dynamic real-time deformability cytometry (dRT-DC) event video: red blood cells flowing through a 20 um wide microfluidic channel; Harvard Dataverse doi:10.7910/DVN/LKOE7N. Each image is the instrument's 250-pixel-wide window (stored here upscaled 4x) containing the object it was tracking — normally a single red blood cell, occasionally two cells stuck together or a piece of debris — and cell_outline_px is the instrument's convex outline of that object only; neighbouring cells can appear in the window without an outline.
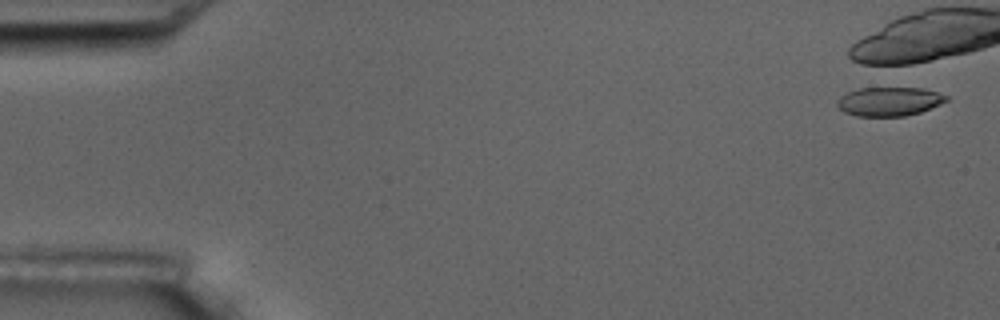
{"species": "common noctule bat (a hibernating species)", "species_latin": "Nyctalus noctula", "temperature_condition": "room temperature", "stored_images_in_passage": 3, "camera_frame_rate_fps": 3000, "um_per_image_px": 0.085, "animal": {"sex": "male", "body_mass_g": 17.5, "forearm_length_mm": 52.3}, "frame": {"image": 1, "passage_image": 1, "time_ms": 0.0, "image_size_px": [1000, 320], "cell_outline_px": [[948, 100], [940, 104], [920, 112], [904, 116], [856, 116], [844, 112], [836, 104], [836, 100], [840, 96], [848, 92], [860, 88], [924, 88], [948, 96]], "centroid_in_image_um": [75.56, 8.62], "position_along_channel_um": 9.4, "area_um2": 18.32}}